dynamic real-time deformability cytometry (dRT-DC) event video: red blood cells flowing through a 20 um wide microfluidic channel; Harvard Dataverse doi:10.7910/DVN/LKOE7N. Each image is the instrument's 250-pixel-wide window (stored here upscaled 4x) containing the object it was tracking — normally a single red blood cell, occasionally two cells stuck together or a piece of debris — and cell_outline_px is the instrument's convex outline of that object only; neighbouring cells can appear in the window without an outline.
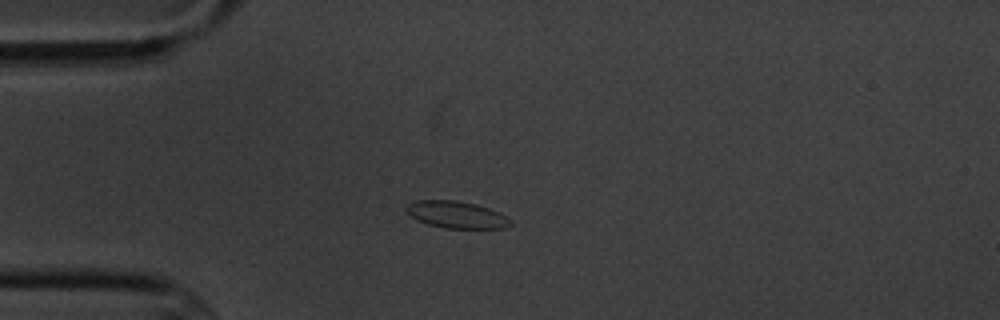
{"species": "common noctule bat (a hibernating species)", "species_latin": "Nyctalus noctula", "temperature_condition": "cold", "stored_images_in_passage": 7, "camera_frame_rate_fps": 3000, "um_per_image_px": 0.085, "animal": {"sex": "male", "body_mass_g": 20.1, "forearm_length_mm": 53.5}, "frame": {"image": 1, "passage_image": 3, "time_ms": 2.333, "image_size_px": [1000, 320], "cell_outline_px": [[512, 224], [504, 228], [444, 228], [428, 224], [416, 220], [404, 208], [408, 204], [416, 200], [456, 200], [476, 204], [500, 212], [508, 216], [512, 220]], "centroid_in_image_um": [38.83, 18.24], "position_along_channel_um": 46.2, "area_um2": 16.47}}
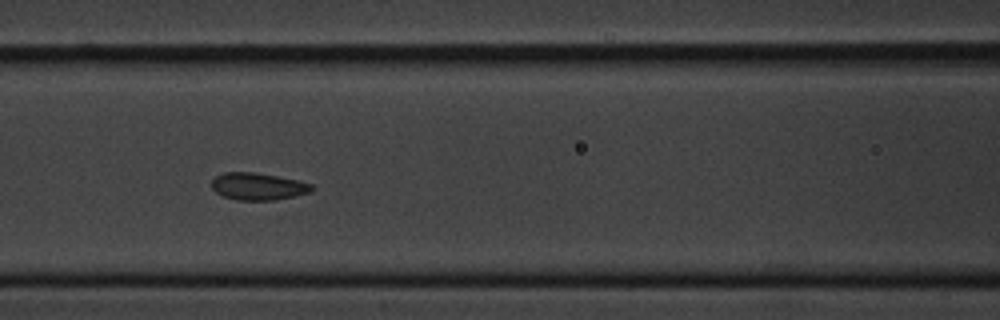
{"frame": {"image": 2, "passage_image": 6, "time_ms": 5.667, "image_size_px": [1000, 320], "cell_outline_px": [[312, 192], [276, 200], [236, 200], [224, 196], [216, 192], [212, 188], [212, 180], [216, 176], [224, 172], [256, 172], [300, 180], [312, 184]], "centroid_in_image_um": [21.95, 15.84], "position_along_channel_um": 144.6, "area_um2": 15.95}}
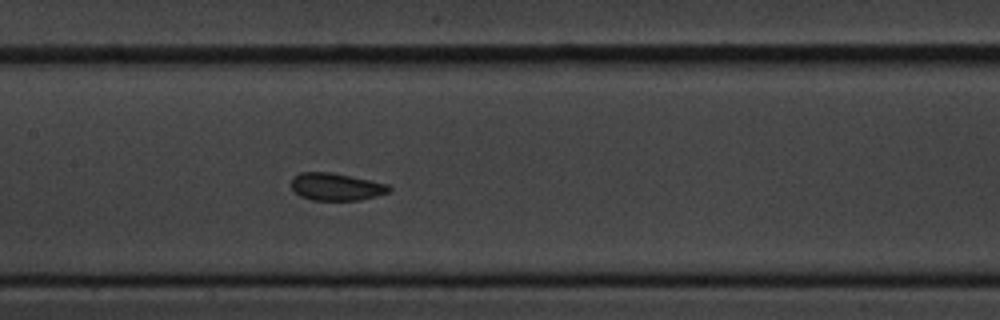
{"frame": {"image": 3, "passage_image": 7, "time_ms": 6.667, "image_size_px": [1000, 320], "cell_outline_px": [[392, 188], [388, 192], [376, 196], [360, 200], [312, 200], [300, 196], [292, 188], [292, 176], [300, 172], [328, 172], [388, 184]], "centroid_in_image_um": [28.55, 15.88], "position_along_channel_um": 178.9, "area_um2": 15.43}}